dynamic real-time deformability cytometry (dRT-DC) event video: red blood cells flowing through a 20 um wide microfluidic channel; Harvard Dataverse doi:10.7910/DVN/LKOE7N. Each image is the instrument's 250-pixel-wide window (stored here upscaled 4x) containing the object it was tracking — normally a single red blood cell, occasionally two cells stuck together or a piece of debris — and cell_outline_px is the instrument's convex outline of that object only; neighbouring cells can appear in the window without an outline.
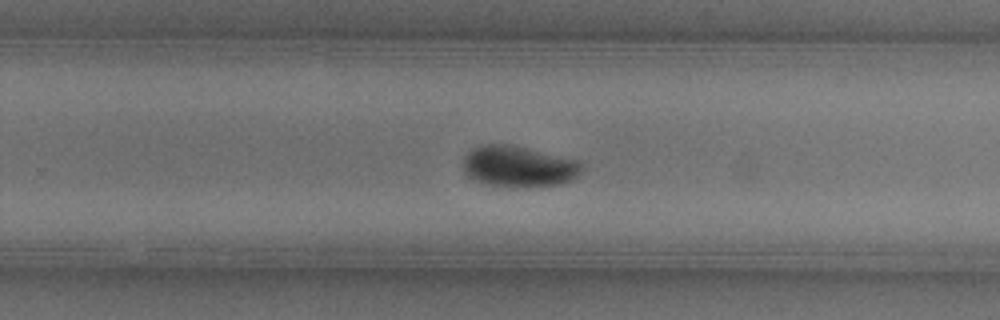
{"species": "common noctule bat (a hibernating species)", "species_latin": "Nyctalus noctula", "temperature_condition": "warm", "stored_images_in_passage": 27, "camera_frame_rate_fps": 3000, "um_per_image_px": 0.085, "animal": {"sex": "female"}, "frame": {"image": 1, "passage_image": 22, "time_ms": 7.0, "image_size_px": [1000, 320], "cell_outline_px": [[584, 168], [576, 180], [560, 184], [524, 188], [488, 184], [476, 180], [468, 176], [464, 172], [464, 156], [472, 148], [480, 144], [512, 144], [580, 160]], "centroid_in_image_um": [44.15, 14.14], "position_along_channel_um": 285.7, "area_um2": 29.02}}
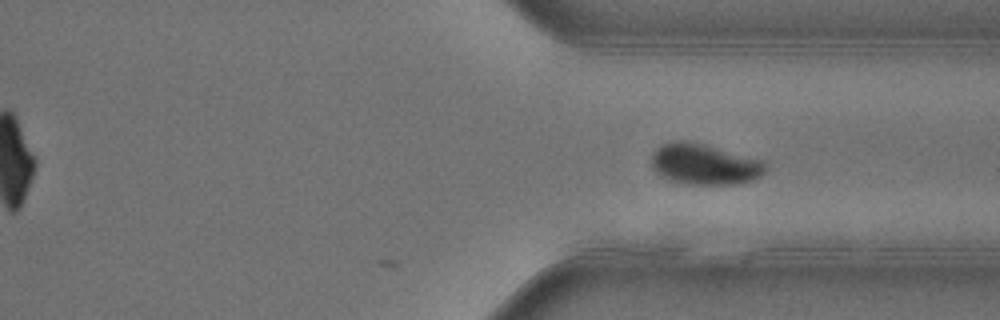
{"frame": {"image": 2, "passage_image": 27, "time_ms": 8.667, "image_size_px": [1000, 320], "cell_outline_px": [[768, 164], [764, 172], [756, 180], [740, 184], [688, 184], [672, 180], [660, 176], [652, 168], [652, 152], [660, 144], [672, 140], [688, 140], [768, 160]], "centroid_in_image_um": [59.93, 13.94], "position_along_channel_um": 351.5, "area_um2": 27.86}}